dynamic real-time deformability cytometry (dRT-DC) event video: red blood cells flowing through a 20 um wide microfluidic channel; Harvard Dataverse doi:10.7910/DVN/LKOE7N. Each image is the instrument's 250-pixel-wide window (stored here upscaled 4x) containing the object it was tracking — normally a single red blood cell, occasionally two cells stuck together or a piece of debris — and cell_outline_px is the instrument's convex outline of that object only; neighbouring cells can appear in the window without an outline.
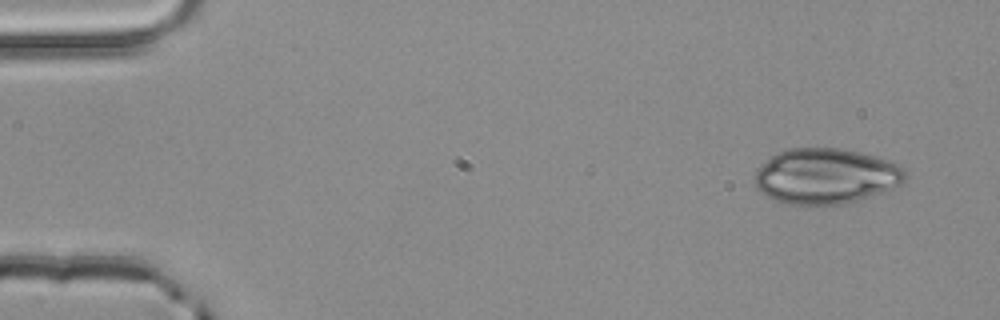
{"species": "common noctule bat (a hibernating species)", "species_latin": "Nyctalus noctula", "temperature_condition": "room temperature", "stored_images_in_passage": 3, "camera_frame_rate_fps": 3000, "um_per_image_px": 0.085, "animal": {"sex": "male", "body_mass_g": 20.4}, "frame": {"image": 1, "passage_image": 1, "time_ms": 0.0, "image_size_px": [1000, 320], "cell_outline_px": [[908, 180], [892, 188], [856, 200], [840, 204], [788, 204], [776, 200], [760, 192], [756, 188], [752, 180], [756, 172], [776, 152], [788, 148], [840, 148], [860, 152], [876, 156], [896, 164], [904, 168], [908, 172]], "centroid_in_image_um": [70.2, 14.96], "position_along_channel_um": 14.8, "area_um2": 48.49}}